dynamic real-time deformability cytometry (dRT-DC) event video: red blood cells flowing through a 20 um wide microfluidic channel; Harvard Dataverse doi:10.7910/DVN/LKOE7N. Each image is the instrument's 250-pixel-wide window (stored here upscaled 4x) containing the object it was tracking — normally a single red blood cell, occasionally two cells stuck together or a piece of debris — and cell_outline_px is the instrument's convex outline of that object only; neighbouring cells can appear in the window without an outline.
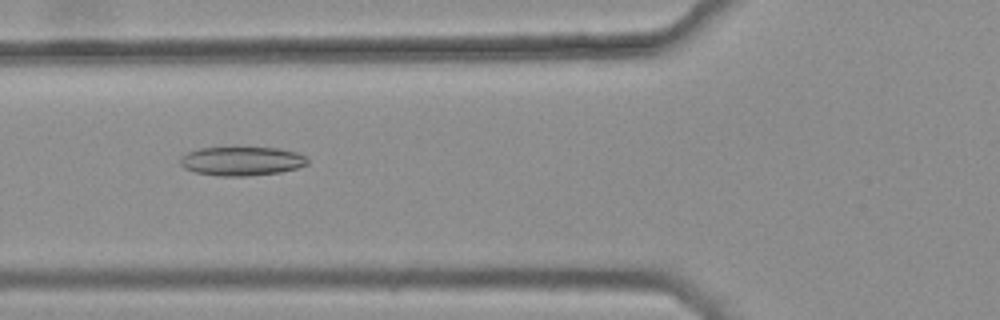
{"species": "common noctule bat (a hibernating species)", "species_latin": "Nyctalus noctula", "temperature_condition": "warm", "stored_images_in_passage": 33, "camera_frame_rate_fps": 3000, "um_per_image_px": 0.085, "animal": {"sex": "female", "body_mass_g": 25.1}, "frame": {"image": 1, "passage_image": 10, "time_ms": 3.0, "image_size_px": [1000, 320], "cell_outline_px": [[308, 164], [296, 168], [280, 172], [248, 176], [220, 176], [196, 172], [184, 168], [180, 164], [180, 156], [188, 152], [200, 148], [280, 148], [296, 152], [304, 156], [308, 160]], "centroid_in_image_um": [20.53, 13.7], "position_along_channel_um": 105.3, "area_um2": 21.33}}
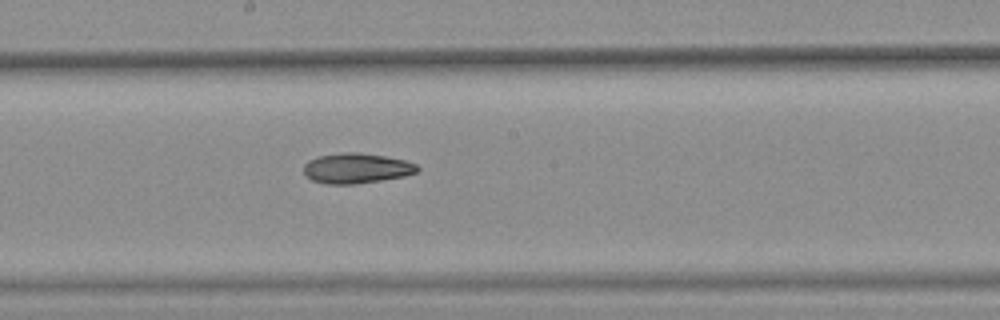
{"frame": {"image": 2, "passage_image": 19, "time_ms": 6.0, "image_size_px": [1000, 320], "cell_outline_px": [[420, 168], [416, 172], [404, 176], [380, 180], [352, 184], [328, 184], [312, 180], [304, 172], [304, 164], [308, 160], [316, 156], [340, 152], [356, 152], [384, 156], [404, 160], [416, 164]], "centroid_in_image_um": [30.27, 14.29], "position_along_channel_um": 217.9, "area_um2": 19.88}}
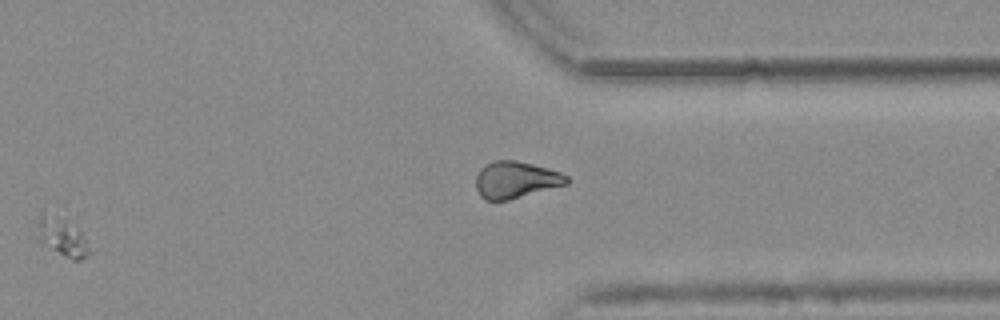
{"frame": {"image": 3, "passage_image": 31, "time_ms": 10.0, "image_size_px": [1000, 320], "cell_outline_px": [[92, 252], [88, 256], [80, 260], [72, 260], [36, 240], [36, 220], [40, 212], [64, 204], [76, 212]], "centroid_in_image_um": [5.33, 19.77], "position_along_channel_um": 406.1, "area_um2": 15.14}}